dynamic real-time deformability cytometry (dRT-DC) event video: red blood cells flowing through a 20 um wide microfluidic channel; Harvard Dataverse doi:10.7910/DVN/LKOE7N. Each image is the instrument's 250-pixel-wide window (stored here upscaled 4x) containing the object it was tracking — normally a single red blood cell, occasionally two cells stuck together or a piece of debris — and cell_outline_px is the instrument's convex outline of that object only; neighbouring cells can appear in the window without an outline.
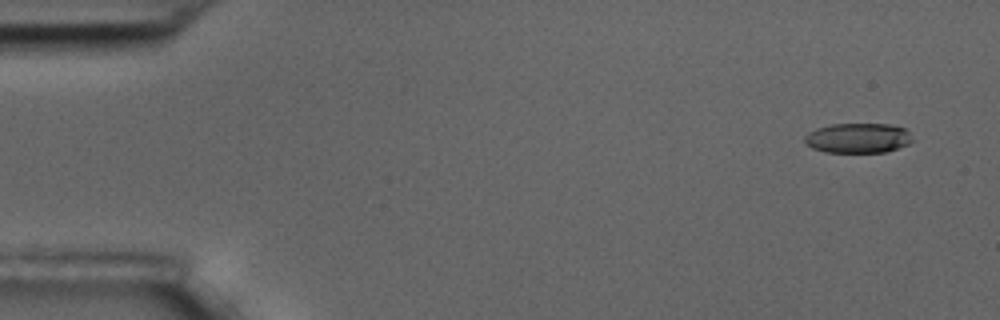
{"species": "common noctule bat (a hibernating species)", "species_latin": "Nyctalus noctula", "temperature_condition": "room temperature", "stored_images_in_passage": 6, "camera_frame_rate_fps": 3000, "um_per_image_px": 0.085, "animal": {"sex": "male", "body_mass_g": 17.5, "forearm_length_mm": 52.3}, "frame": {"image": 1, "passage_image": 2, "time_ms": 0.333, "image_size_px": [1000, 320], "cell_outline_px": [[912, 140], [908, 144], [884, 152], [824, 152], [812, 148], [804, 140], [804, 136], [808, 132], [816, 128], [832, 124], [888, 124], [904, 128], [908, 132]], "centroid_in_image_um": [72.89, 11.73], "position_along_channel_um": 12.1, "area_um2": 18.61}}
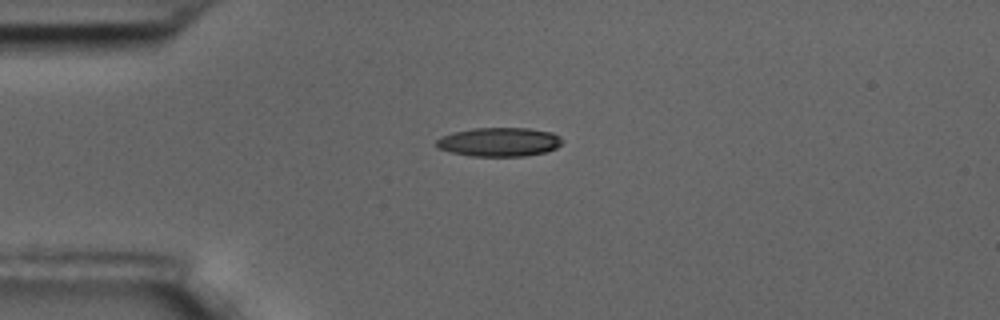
{"frame": {"image": 2, "passage_image": 5, "time_ms": 1.333, "image_size_px": [1000, 320], "cell_outline_px": [[564, 140], [556, 148], [544, 152], [524, 156], [472, 156], [452, 152], [436, 148], [436, 140], [440, 136], [452, 132], [472, 128], [528, 128], [552, 132], [560, 136]], "centroid_in_image_um": [42.41, 12.06], "position_along_channel_um": 42.6, "area_um2": 21.33}}